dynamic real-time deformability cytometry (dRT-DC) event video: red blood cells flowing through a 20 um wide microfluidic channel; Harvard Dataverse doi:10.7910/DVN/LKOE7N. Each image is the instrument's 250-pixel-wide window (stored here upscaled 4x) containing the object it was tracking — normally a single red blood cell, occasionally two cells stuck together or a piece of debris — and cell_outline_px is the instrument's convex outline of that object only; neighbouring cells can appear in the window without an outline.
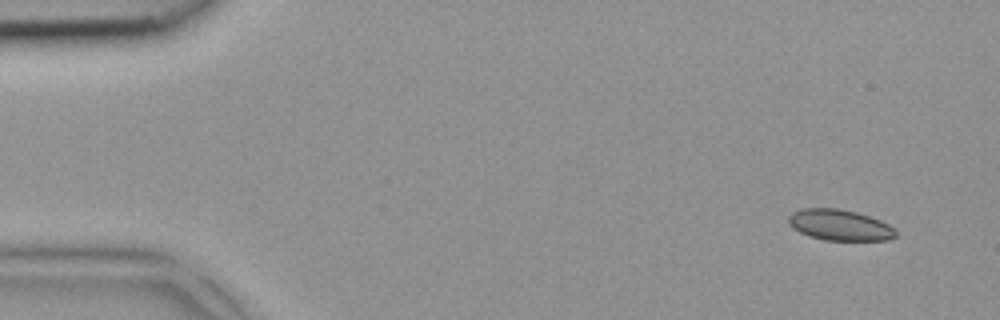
{"species": "common noctule bat (a hibernating species)", "species_latin": "Nyctalus noctula", "temperature_condition": "room temperature", "stored_images_in_passage": 5, "camera_frame_rate_fps": 3000, "um_per_image_px": 0.085, "animal": {"sex": "female", "body_mass_g": 18.4}, "frame": {"image": 1, "passage_image": 1, "time_ms": 0.0, "image_size_px": [1000, 320], "cell_outline_px": [[896, 236], [888, 240], [824, 240], [808, 236], [792, 228], [788, 224], [788, 216], [792, 212], [800, 208], [840, 208], [856, 212], [880, 220], [896, 228]], "centroid_in_image_um": [71.35, 19.12], "position_along_channel_um": 13.7, "area_um2": 19.54}}
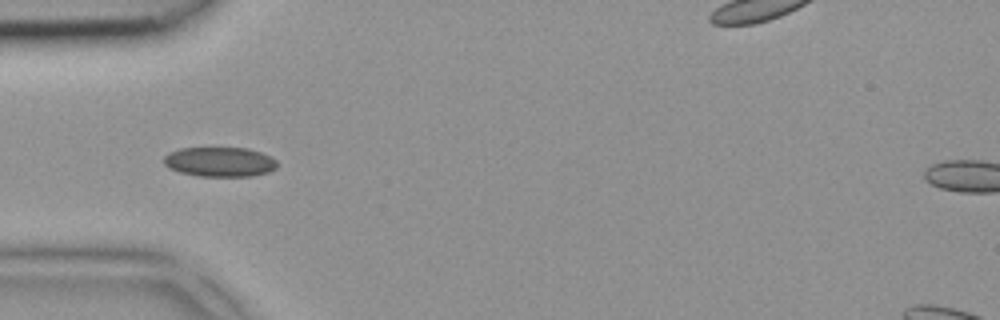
{"frame": {"image": 2, "passage_image": 4, "time_ms": 1.0, "image_size_px": [1000, 320], "cell_outline_px": [[276, 168], [268, 172], [252, 176], [196, 176], [180, 172], [168, 168], [164, 164], [164, 156], [168, 152], [180, 148], [248, 148], [272, 156], [276, 160]], "centroid_in_image_um": [18.66, 13.76], "position_along_channel_um": 66.3, "area_um2": 19.71}}